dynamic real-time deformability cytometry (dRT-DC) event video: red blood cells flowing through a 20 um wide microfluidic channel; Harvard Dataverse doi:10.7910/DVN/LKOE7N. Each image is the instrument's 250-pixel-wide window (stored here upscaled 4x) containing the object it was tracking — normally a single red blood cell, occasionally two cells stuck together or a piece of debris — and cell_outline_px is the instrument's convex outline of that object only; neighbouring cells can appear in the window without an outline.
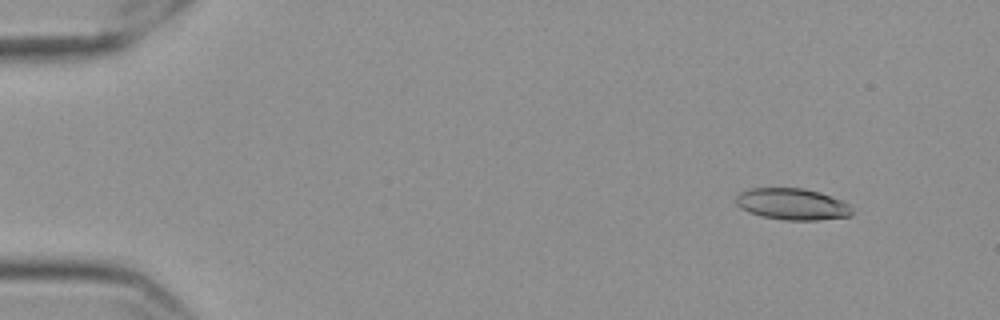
{"species": "Egyptian fruit bat (a non-hibernating species)", "species_latin": "Rousettus aegyptiacus", "temperature_condition": "cold", "stored_images_in_passage": 18, "camera_frame_rate_fps": 3000, "um_per_image_px": 0.085, "frame": {"image": 1, "passage_image": 6, "time_ms": 1.667, "image_size_px": [1000, 320], "cell_outline_px": [[852, 212], [848, 216], [816, 220], [784, 220], [760, 216], [748, 212], [740, 208], [736, 204], [736, 196], [740, 192], [752, 188], [804, 188], [820, 192], [840, 200], [848, 204]], "centroid_in_image_um": [67.29, 17.35], "position_along_channel_um": 17.7, "area_um2": 21.21}}
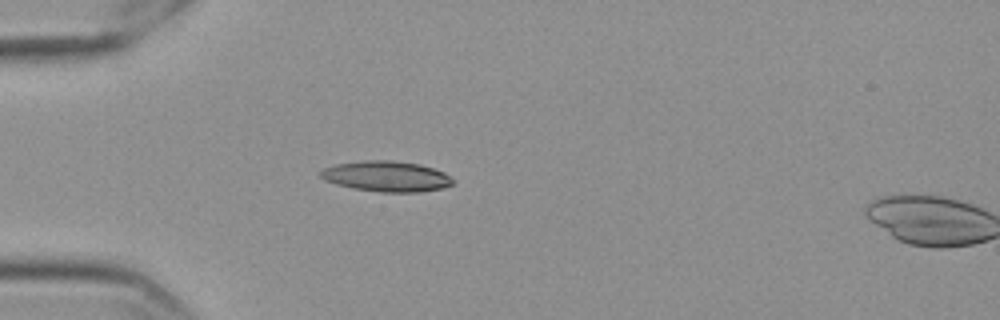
{"frame": {"image": 2, "passage_image": 17, "time_ms": 5.333, "image_size_px": [1000, 320], "cell_outline_px": [[452, 184], [440, 188], [420, 192], [380, 192], [352, 188], [336, 184], [324, 180], [320, 176], [320, 172], [324, 168], [336, 164], [360, 160], [392, 160], [420, 164], [444, 172], [452, 176]], "centroid_in_image_um": [32.83, 14.98], "position_along_channel_um": 52.2, "area_um2": 23.58}}